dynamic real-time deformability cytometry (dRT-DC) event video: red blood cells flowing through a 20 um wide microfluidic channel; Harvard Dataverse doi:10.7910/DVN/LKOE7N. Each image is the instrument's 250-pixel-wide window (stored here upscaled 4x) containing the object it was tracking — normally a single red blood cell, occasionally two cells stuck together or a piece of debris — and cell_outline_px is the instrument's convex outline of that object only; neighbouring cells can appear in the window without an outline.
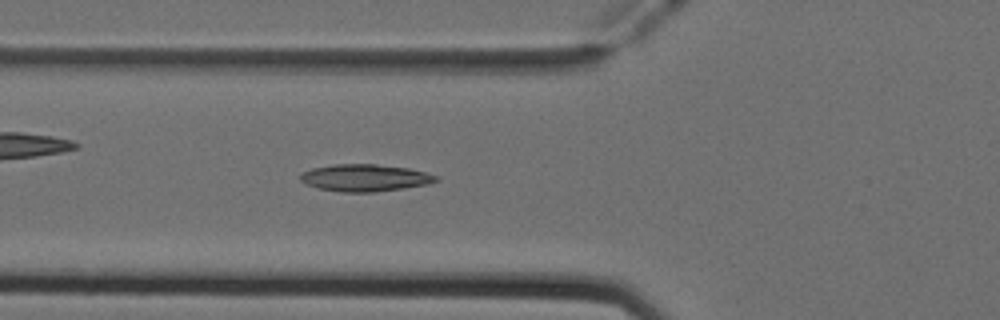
{"species": "Egyptian fruit bat (a non-hibernating species)", "species_latin": "Rousettus aegyptiacus", "temperature_condition": "cold", "stored_images_in_passage": 37, "camera_frame_rate_fps": 3000, "um_per_image_px": 0.085, "animal": {"sex": "female"}, "frame": {"image": 1, "passage_image": 12, "time_ms": 3.667, "image_size_px": [1000, 320], "cell_outline_px": [[440, 180], [428, 184], [404, 188], [372, 192], [340, 192], [320, 188], [308, 184], [300, 180], [300, 176], [304, 172], [312, 168], [332, 164], [376, 164], [408, 168], [440, 176]], "centroid_in_image_um": [31.06, 15.11], "position_along_channel_um": 94.7, "area_um2": 21.33}}
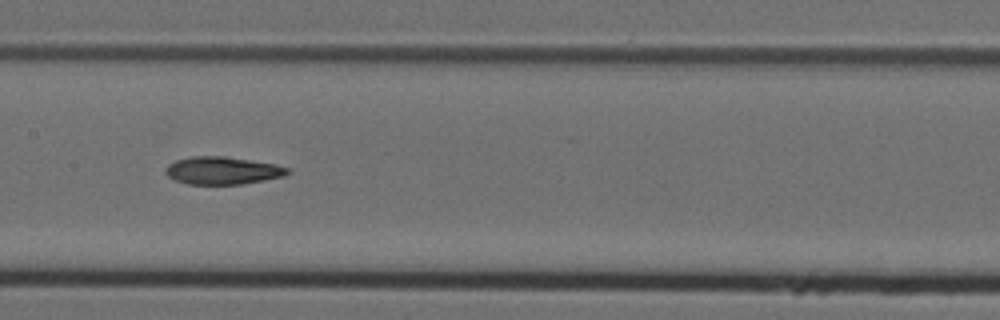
{"frame": {"image": 2, "passage_image": 19, "time_ms": 6.0, "image_size_px": [1000, 320], "cell_outline_px": [[292, 172], [284, 176], [240, 184], [188, 184], [176, 180], [168, 176], [164, 172], [164, 168], [168, 164], [176, 160], [192, 156], [224, 156], [276, 164], [288, 168]], "centroid_in_image_um": [18.9, 14.49], "position_along_channel_um": 188.5, "area_um2": 19.59}}
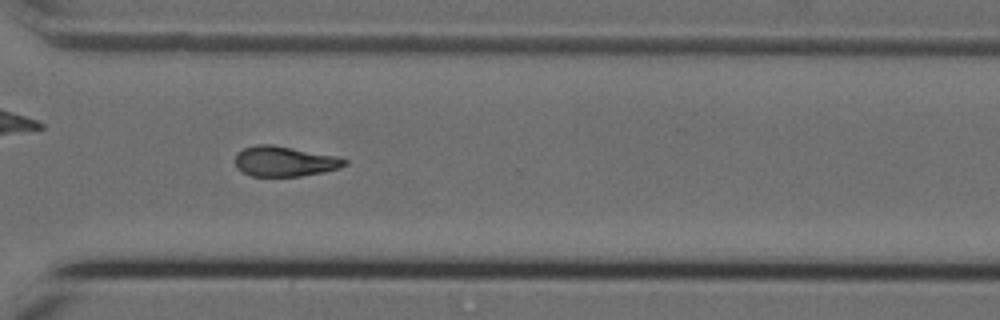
{"frame": {"image": 3, "passage_image": 31, "time_ms": 10.0, "image_size_px": [1000, 320], "cell_outline_px": [[348, 164], [340, 168], [324, 172], [300, 176], [252, 176], [236, 168], [236, 152], [244, 148], [256, 144], [272, 144], [336, 156], [348, 160]], "centroid_in_image_um": [24.2, 13.71], "position_along_channel_um": 346.4, "area_um2": 19.31}, "authors_computed_cell_mechanics": {"area_um2": 19.941, "velocity_mm_per_s": 3.9715, "shape_relaxation_time_tau1_ms": null, "shape_relaxation_time_tau2_ms": 8.9433, "deformation_change_tau1": null, "deformation_change_tau2": 0.1688}}